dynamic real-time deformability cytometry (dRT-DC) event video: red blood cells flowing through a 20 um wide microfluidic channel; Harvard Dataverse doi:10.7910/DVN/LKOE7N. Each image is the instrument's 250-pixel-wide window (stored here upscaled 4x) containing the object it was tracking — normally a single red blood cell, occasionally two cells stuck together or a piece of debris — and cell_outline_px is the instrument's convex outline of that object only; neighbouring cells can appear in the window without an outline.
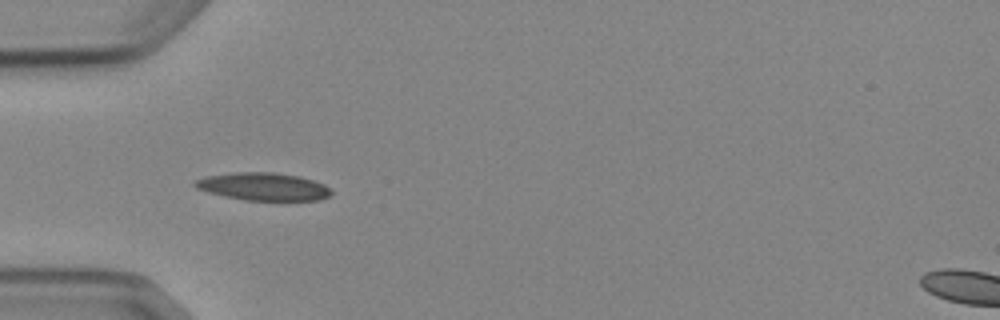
{"species": "Egyptian fruit bat (a non-hibernating species)", "species_latin": "Rousettus aegyptiacus", "temperature_condition": "cold", "stored_images_in_passage": 6, "camera_frame_rate_fps": 3000, "um_per_image_px": 0.085, "animal": {"sex": "female"}, "frame": {"image": 1, "passage_image": 5, "time_ms": 5.0, "image_size_px": [1000, 320], "cell_outline_px": [[332, 192], [328, 196], [320, 200], [244, 200], [224, 196], [208, 192], [196, 188], [192, 184], [196, 180], [204, 176], [236, 172], [272, 172], [300, 176], [324, 184]], "centroid_in_image_um": [22.35, 15.85], "position_along_channel_um": 62.7, "area_um2": 21.96}}
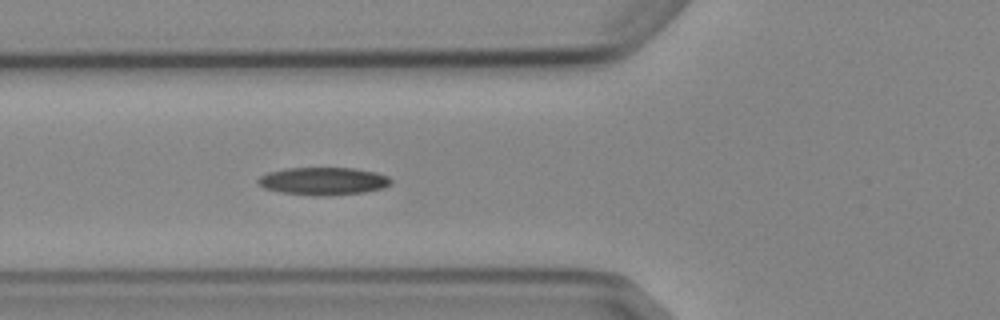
{"frame": {"image": 2, "passage_image": 6, "time_ms": 6.0, "image_size_px": [1000, 320], "cell_outline_px": [[392, 184], [384, 188], [364, 192], [328, 196], [312, 196], [280, 192], [264, 188], [256, 184], [256, 180], [260, 176], [268, 172], [284, 168], [352, 168], [376, 172], [388, 176], [392, 180]], "centroid_in_image_um": [27.46, 15.4], "position_along_channel_um": 98.3, "area_um2": 21.79}}